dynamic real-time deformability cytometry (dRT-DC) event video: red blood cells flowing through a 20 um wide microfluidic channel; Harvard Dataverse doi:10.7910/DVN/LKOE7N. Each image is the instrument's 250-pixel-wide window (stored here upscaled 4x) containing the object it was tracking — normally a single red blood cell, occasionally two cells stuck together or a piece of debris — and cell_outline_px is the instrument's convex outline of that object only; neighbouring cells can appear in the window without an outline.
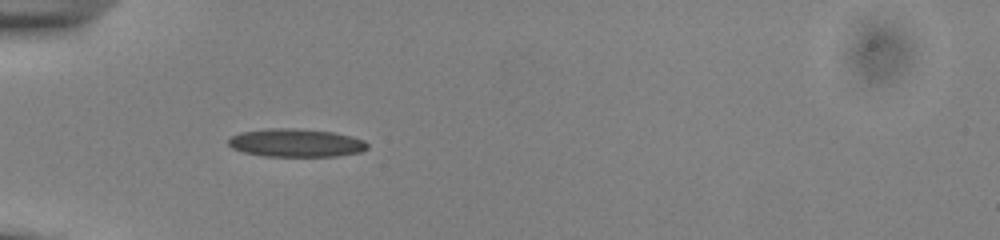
{"species": "common noctule bat (a hibernating species)", "species_latin": "Nyctalus noctula", "temperature_condition": "cold", "stored_images_in_passage": 25, "camera_frame_rate_fps": 3000, "um_per_image_px": 0.085, "animal": {"sex": "male", "body_mass_g": 13.0, "forearm_length_mm": 53.1}, "frame": {"image": 1, "passage_image": 1, "time_ms": 0.0, "image_size_px": [1000, 240], "cell_outline_px": [[368, 148], [360, 152], [336, 156], [264, 156], [244, 152], [232, 148], [228, 144], [228, 140], [232, 136], [240, 132], [268, 128], [296, 128], [332, 132], [352, 136], [364, 140], [368, 144]], "centroid_in_image_um": [25.16, 12.14], "position_along_channel_um": 59.8, "area_um2": 22.83}}
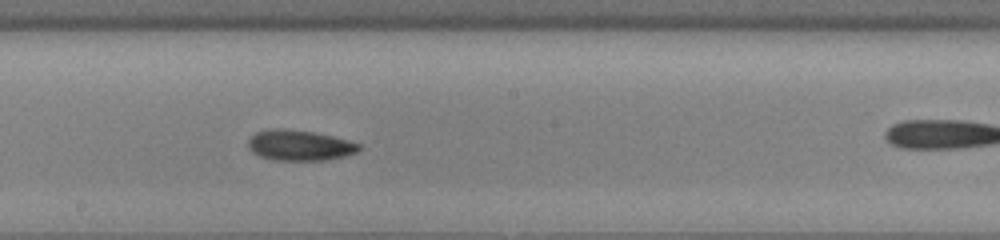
{"frame": {"image": 2, "passage_image": 10, "time_ms": 3.0, "image_size_px": [1000, 240], "cell_outline_px": [[364, 148], [360, 152], [344, 156], [324, 160], [272, 160], [260, 156], [252, 152], [248, 148], [248, 140], [256, 132], [272, 128], [284, 128], [312, 132], [332, 136], [348, 140], [360, 144]], "centroid_in_image_um": [25.49, 12.35], "position_along_channel_um": 222.7, "area_um2": 19.88}}
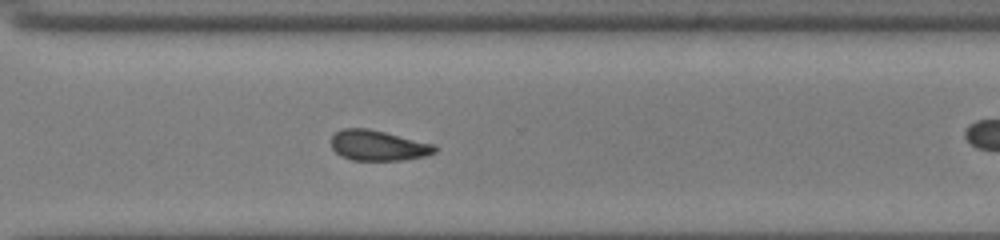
{"frame": {"image": 3, "passage_image": 19, "time_ms": 6.0, "image_size_px": [1000, 240], "cell_outline_px": [[440, 148], [436, 152], [424, 156], [404, 160], [352, 160], [340, 156], [332, 148], [328, 140], [340, 128], [368, 128], [436, 144]], "centroid_in_image_um": [32.13, 12.36], "position_along_channel_um": 338.5, "area_um2": 18.73}, "authors_computed_cell_mechanics": {"area_um2": 19.1896, "velocity_mm_per_s": 3.8603, "shape_relaxation_time_tau1_ms": 4.0127, "shape_relaxation_time_tau2_ms": 4.7042, "deformation_change_tau1": 0.0793, "deformation_change_tau2": 0.0978}}